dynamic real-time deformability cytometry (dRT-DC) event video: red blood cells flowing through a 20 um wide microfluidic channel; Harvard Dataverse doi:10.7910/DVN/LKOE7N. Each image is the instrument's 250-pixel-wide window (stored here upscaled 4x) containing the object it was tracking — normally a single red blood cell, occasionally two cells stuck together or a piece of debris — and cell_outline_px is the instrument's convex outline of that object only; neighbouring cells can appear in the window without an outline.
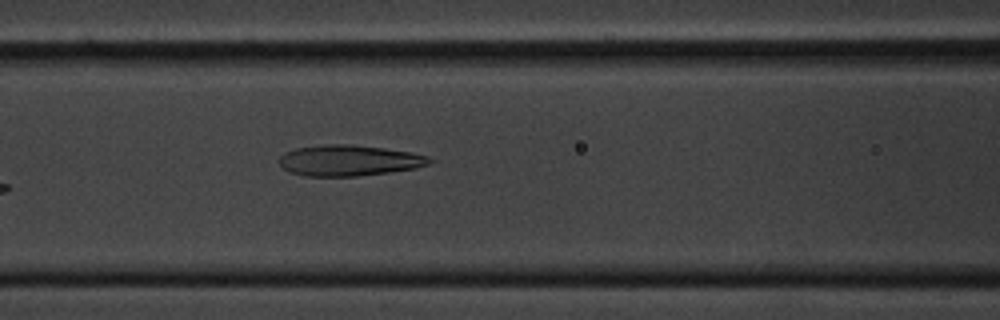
{"species": "common noctule bat (a hibernating species)", "species_latin": "Nyctalus noctula", "temperature_condition": "cold", "stored_images_in_passage": 37, "camera_frame_rate_fps": 3000, "um_per_image_px": 0.085, "animal": {"sex": "male", "body_mass_g": 20.1, "forearm_length_mm": 53.5}, "frame": {"image": 1, "passage_image": 12, "time_ms": 3.667, "image_size_px": [1000, 320], "cell_outline_px": [[436, 160], [428, 164], [416, 168], [388, 172], [356, 176], [304, 176], [288, 172], [280, 164], [280, 156], [284, 152], [296, 148], [324, 144], [352, 144], [412, 152], [428, 156]], "centroid_in_image_um": [29.67, 13.63], "position_along_channel_um": 136.9, "area_um2": 27.11}}
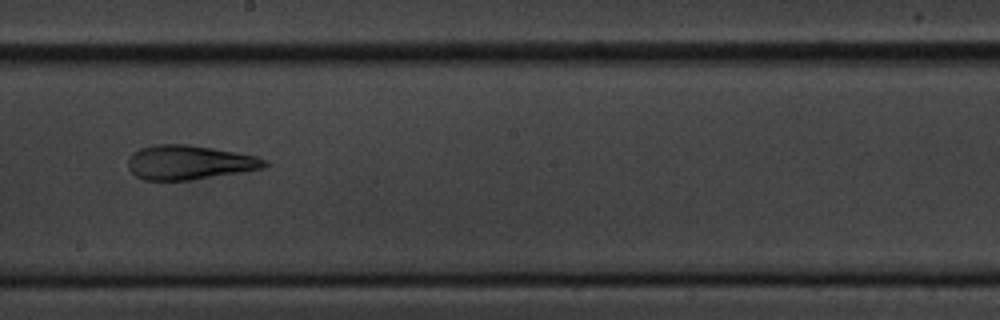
{"frame": {"image": 2, "passage_image": 20, "time_ms": 6.333, "image_size_px": [1000, 320], "cell_outline_px": [[272, 164], [264, 168], [244, 172], [188, 180], [144, 180], [136, 176], [128, 168], [128, 156], [132, 152], [140, 148], [156, 144], [188, 144], [236, 152], [256, 156], [268, 160]], "centroid_in_image_um": [16.11, 13.8], "position_along_channel_um": 232.1, "area_um2": 27.57}}
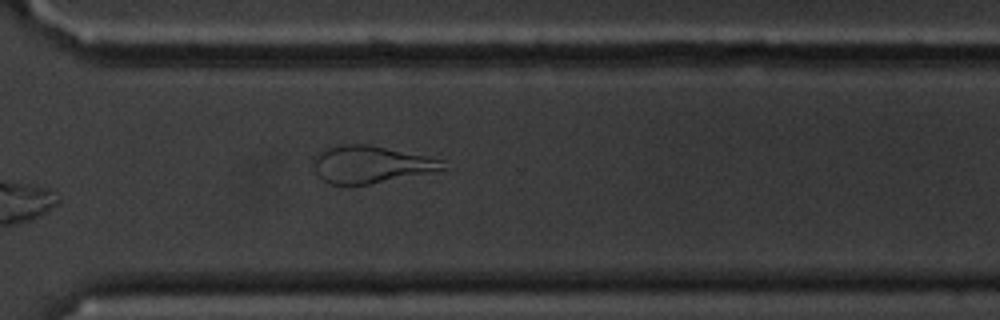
{"frame": {"image": 3, "passage_image": 29, "time_ms": 9.333, "image_size_px": [1000, 320], "cell_outline_px": [[444, 168], [432, 172], [368, 184], [328, 184], [312, 168], [312, 156], [316, 152], [324, 148], [340, 144], [368, 144], [444, 160]], "centroid_in_image_um": [31.41, 13.96], "position_along_channel_um": 339.2, "area_um2": 27.98}, "authors_computed_cell_mechanics": {"area_um2": 27.2238, "velocity_mm_per_s": 3.5707, "shape_relaxation_time_tau1_ms": 10.42, "shape_relaxation_time_tau2_ms": 2.1247, "deformation_change_tau1": 0.2634, "deformation_change_tau2": 0.1154}}